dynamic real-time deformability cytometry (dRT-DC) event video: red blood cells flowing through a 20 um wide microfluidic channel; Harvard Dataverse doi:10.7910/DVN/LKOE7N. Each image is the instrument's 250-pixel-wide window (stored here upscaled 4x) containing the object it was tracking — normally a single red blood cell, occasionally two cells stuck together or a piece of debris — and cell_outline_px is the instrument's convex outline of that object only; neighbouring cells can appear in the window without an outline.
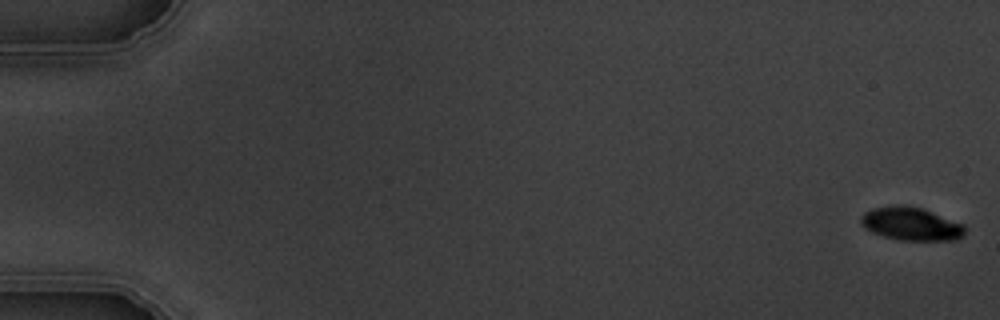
{"species": "common noctule bat (a hibernating species)", "species_latin": "Nyctalus noctula", "temperature_condition": "warm", "stored_images_in_passage": 6, "camera_frame_rate_fps": 3000, "um_per_image_px": 0.085, "animal": {"sex": "male", "body_mass_g": 19.5, "forearm_length_mm": 54.6}, "frame": {"image": 1, "passage_image": 1, "time_ms": 0.0, "image_size_px": [1000, 320], "cell_outline_px": [[964, 232], [956, 240], [900, 240], [884, 236], [872, 232], [864, 228], [860, 224], [860, 216], [864, 212], [872, 208], [896, 204], [904, 204], [924, 208], [964, 224]], "centroid_in_image_um": [77.4, 19.0], "position_along_channel_um": 7.6, "area_um2": 20.35}}